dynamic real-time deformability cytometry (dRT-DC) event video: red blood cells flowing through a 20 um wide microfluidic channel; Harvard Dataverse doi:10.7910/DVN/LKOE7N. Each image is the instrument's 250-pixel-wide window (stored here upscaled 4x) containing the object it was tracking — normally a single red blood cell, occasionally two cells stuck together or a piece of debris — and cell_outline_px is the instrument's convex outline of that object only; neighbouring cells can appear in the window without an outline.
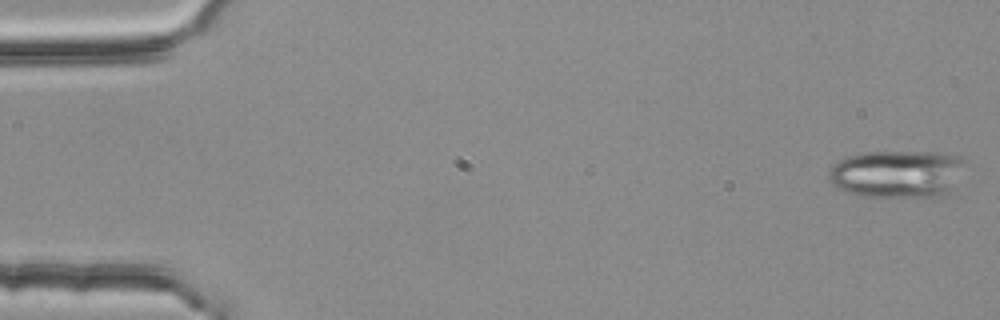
{"species": "common noctule bat (a hibernating species)", "species_latin": "Nyctalus noctula", "temperature_condition": "room temperature", "stored_images_in_passage": 5, "camera_frame_rate_fps": 3000, "um_per_image_px": 0.085, "animal": {"sex": "female", "body_mass_g": 25.1}, "frame": {"image": 1, "passage_image": 1, "time_ms": 0.0, "image_size_px": [1000, 320], "cell_outline_px": [[968, 160], [956, 192], [944, 196], [864, 196], [848, 192], [836, 188], [828, 180], [828, 172], [840, 160], [848, 156], [864, 152], [932, 152], [960, 156]], "centroid_in_image_um": [76.39, 14.78], "position_along_channel_um": 8.6, "area_um2": 38.61}}